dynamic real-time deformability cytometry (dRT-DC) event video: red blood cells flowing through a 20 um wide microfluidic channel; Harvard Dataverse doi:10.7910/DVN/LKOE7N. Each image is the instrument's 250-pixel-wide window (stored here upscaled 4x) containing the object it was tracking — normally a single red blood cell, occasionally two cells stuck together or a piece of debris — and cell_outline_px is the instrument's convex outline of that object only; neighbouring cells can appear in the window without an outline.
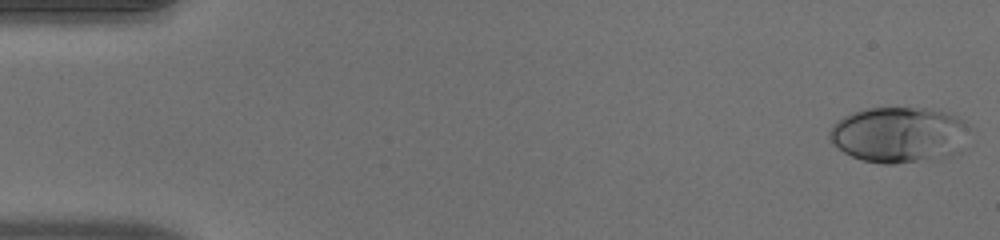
{"species": "human", "species_latin": "Homo sapiens", "temperature_condition": "warm", "stored_images_in_passage": 51, "camera_frame_rate_fps": 3000, "um_per_image_px": 0.085, "donor": {"sex": "male"}, "frame": {"image": 1, "passage_image": 1, "time_ms": 0.0, "image_size_px": [1000, 240], "cell_outline_px": [[968, 128], [932, 156], [916, 160], [892, 164], [884, 164], [860, 160], [844, 152], [828, 136], [828, 132], [832, 124], [836, 120], [852, 112], [864, 108], [924, 108], [944, 112], [956, 116], [964, 120], [968, 124]], "centroid_in_image_um": [76.09, 11.36], "position_along_channel_um": 8.9, "area_um2": 42.43}}
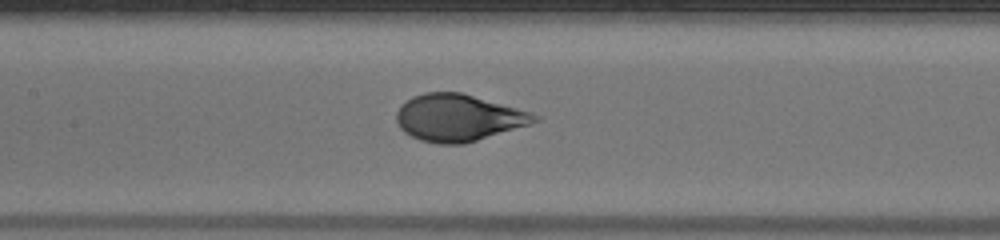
{"frame": {"image": 2, "passage_image": 24, "time_ms": 7.667, "image_size_px": [1000, 240], "cell_outline_px": [[540, 120], [532, 124], [464, 144], [440, 144], [420, 140], [404, 132], [400, 128], [396, 120], [396, 112], [400, 104], [412, 96], [424, 92], [460, 92], [532, 112], [540, 116]], "centroid_in_image_um": [38.96, 10.01], "position_along_channel_um": 168.4, "area_um2": 37.92}}
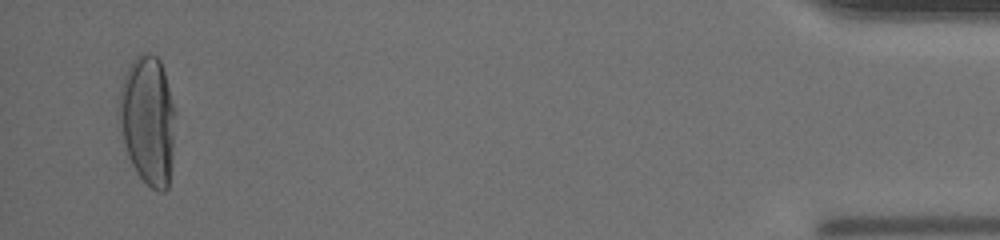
{"frame": {"image": 3, "passage_image": 49, "time_ms": 16.0, "image_size_px": [1000, 240], "cell_outline_px": [[176, 112], [172, 164], [168, 188], [164, 192], [156, 192], [136, 172], [128, 156], [124, 144], [116, 116], [116, 100], [124, 76], [128, 68], [136, 56], [140, 52], [148, 52], [156, 56], [160, 60], [164, 72]], "centroid_in_image_um": [12.55, 10.21], "position_along_channel_um": 422.7, "area_um2": 43.29}, "authors_computed_cell_mechanics": {"area_um2": 39.0728, "velocity_mm_per_s": 4.022, "shape_relaxation_time_tau1_ms": 4.7034, "shape_relaxation_time_tau2_ms": null, "deformation_change_tau1": 0.2694, "deformation_change_tau2": null}}